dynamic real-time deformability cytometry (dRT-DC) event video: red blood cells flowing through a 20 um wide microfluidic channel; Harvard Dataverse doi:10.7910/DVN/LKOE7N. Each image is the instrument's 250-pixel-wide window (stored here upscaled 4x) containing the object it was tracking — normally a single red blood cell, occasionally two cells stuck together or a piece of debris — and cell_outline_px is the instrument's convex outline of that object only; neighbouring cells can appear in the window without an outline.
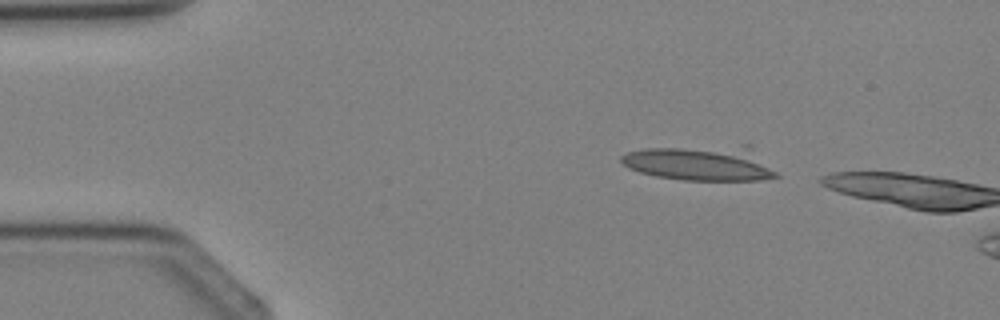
{"species": "Egyptian fruit bat (a non-hibernating species)", "species_latin": "Rousettus aegyptiacus", "temperature_condition": "cold", "stored_images_in_passage": 2, "camera_frame_rate_fps": 3000, "um_per_image_px": 0.085, "animal": {"sex": "female"}, "frame": {"image": 1, "passage_image": 1, "time_ms": 0.0, "image_size_px": [1000, 320], "cell_outline_px": [[780, 176], [760, 180], [684, 180], [656, 176], [640, 172], [628, 168], [620, 160], [620, 156], [628, 152], [644, 148], [744, 144], [752, 144]], "centroid_in_image_um": [59.63, 13.83], "position_along_channel_um": 25.4, "area_um2": 32.48}}